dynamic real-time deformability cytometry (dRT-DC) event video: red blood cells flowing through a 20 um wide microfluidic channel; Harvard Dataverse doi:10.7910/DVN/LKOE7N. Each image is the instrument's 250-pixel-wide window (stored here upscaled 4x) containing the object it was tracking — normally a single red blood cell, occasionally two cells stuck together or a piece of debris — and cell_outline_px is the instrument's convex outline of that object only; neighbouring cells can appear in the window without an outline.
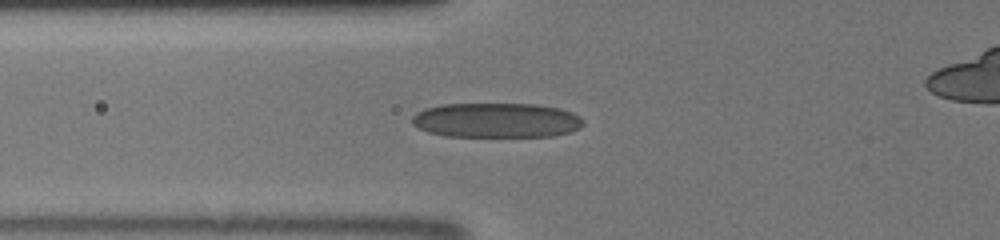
{"species": "human", "species_latin": "Homo sapiens", "temperature_condition": "room temperature", "stored_images_in_passage": 11, "camera_frame_rate_fps": 3000, "um_per_image_px": 0.085, "donor": {"sex": "male"}, "frame": {"image": 1, "passage_image": 7, "time_ms": 6.333, "image_size_px": [1000, 240], "cell_outline_px": [[584, 124], [580, 128], [568, 132], [552, 136], [444, 136], [428, 132], [416, 128], [412, 124], [412, 116], [416, 112], [424, 108], [440, 104], [536, 104], [560, 108], [572, 112], [580, 116], [584, 120]], "centroid_in_image_um": [42.17, 10.22], "position_along_channel_um": 83.6, "area_um2": 34.97}}
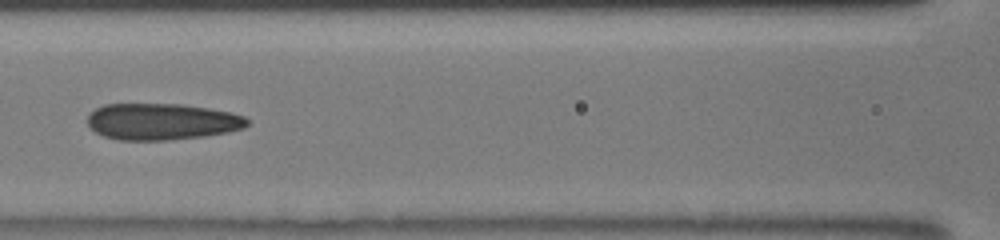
{"frame": {"image": 2, "passage_image": 10, "time_ms": 8.0, "image_size_px": [1000, 240], "cell_outline_px": [[248, 124], [244, 128], [228, 132], [204, 136], [168, 140], [120, 140], [104, 136], [96, 132], [88, 124], [88, 116], [96, 108], [104, 104], [184, 104], [232, 112], [244, 116], [248, 120]], "centroid_in_image_um": [13.78, 10.33], "position_along_channel_um": 152.8, "area_um2": 33.99}}